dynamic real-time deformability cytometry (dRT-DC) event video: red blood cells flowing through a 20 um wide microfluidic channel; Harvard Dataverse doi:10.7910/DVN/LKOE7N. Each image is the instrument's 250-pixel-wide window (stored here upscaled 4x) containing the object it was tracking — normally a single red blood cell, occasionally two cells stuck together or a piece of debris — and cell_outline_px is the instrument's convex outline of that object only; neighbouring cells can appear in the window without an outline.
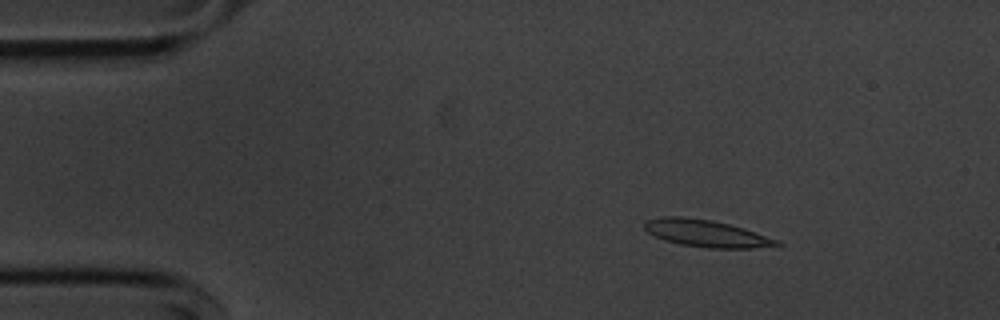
{"species": "common noctule bat (a hibernating species)", "species_latin": "Nyctalus noctula", "temperature_condition": "cold", "stored_images_in_passage": 54, "camera_frame_rate_fps": 3000, "um_per_image_px": 0.085, "animal": {"sex": "male", "body_mass_g": 20.1, "forearm_length_mm": 53.5}, "frame": {"image": 1, "passage_image": 7, "time_ms": 2.0, "image_size_px": [1000, 320], "cell_outline_px": [[784, 244], [752, 248], [708, 248], [680, 244], [664, 240], [648, 232], [644, 228], [644, 220], [664, 216], [680, 216], [712, 220], [744, 228], [780, 240]], "centroid_in_image_um": [60.03, 19.83], "position_along_channel_um": 25.0, "area_um2": 20.87}}
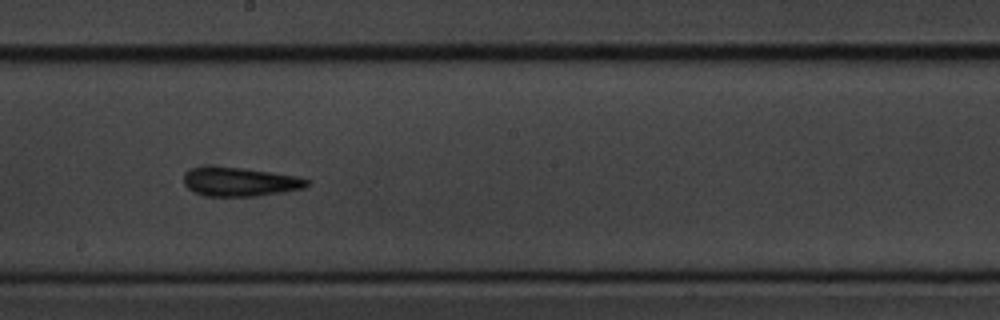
{"frame": {"image": 2, "passage_image": 29, "time_ms": 9.333, "image_size_px": [1000, 320], "cell_outline_px": [[312, 180], [304, 188], [284, 192], [256, 196], [208, 196], [196, 192], [188, 188], [184, 184], [184, 172], [192, 168], [244, 168], [296, 176]], "centroid_in_image_um": [20.44, 15.47], "position_along_channel_um": 227.8, "area_um2": 20.35}}
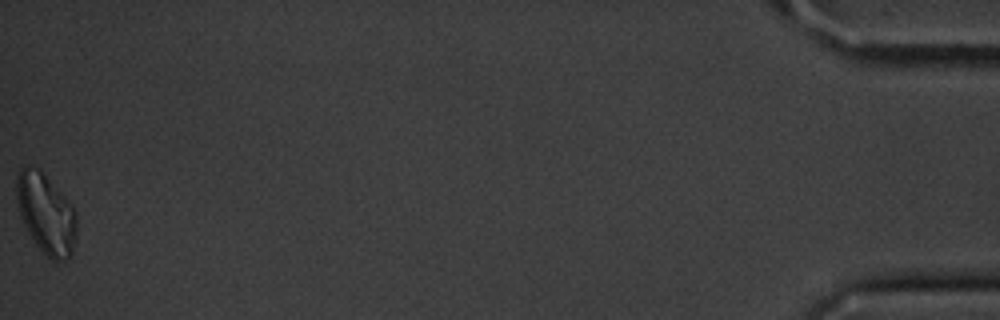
{"frame": {"image": 3, "passage_image": 54, "time_ms": 17.667, "image_size_px": [1000, 320], "cell_outline_px": [[76, 236], [72, 252], [64, 260], [52, 260], [32, 240], [20, 216], [16, 196], [16, 176], [20, 168], [24, 164], [28, 164], [36, 168], [72, 204], [76, 212]], "centroid_in_image_um": [3.89, 18.15], "position_along_channel_um": 431.3, "area_um2": 27.74}}